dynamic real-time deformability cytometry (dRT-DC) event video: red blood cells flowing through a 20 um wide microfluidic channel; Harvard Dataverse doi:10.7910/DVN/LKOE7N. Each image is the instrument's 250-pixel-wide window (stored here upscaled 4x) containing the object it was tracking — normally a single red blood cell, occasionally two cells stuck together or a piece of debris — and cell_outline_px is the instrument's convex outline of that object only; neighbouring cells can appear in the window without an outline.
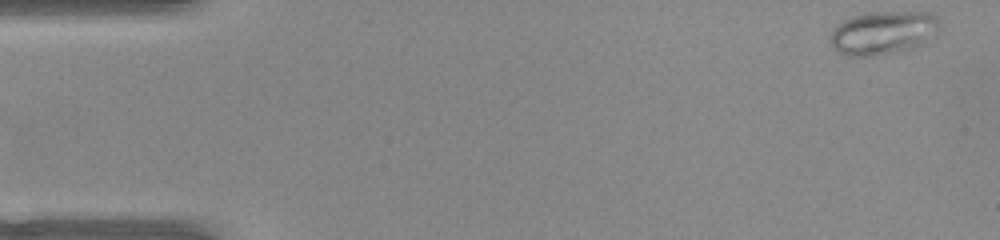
{"species": "common noctule bat (a hibernating species)", "species_latin": "Nyctalus noctula", "temperature_condition": "warm", "stored_images_in_passage": 50, "camera_frame_rate_fps": 3000, "um_per_image_px": 0.085, "animal": {"sex": "female", "body_mass_g": 22.0, "forearm_length_mm": 56.7}, "frame": {"image": 1, "passage_image": 1, "time_ms": 0.0, "image_size_px": [1000, 240], "cell_outline_px": [[936, 28], [924, 44], [904, 52], [876, 56], [848, 56], [832, 48], [828, 36], [832, 28], [844, 20], [852, 16], [868, 12], [932, 12], [936, 16]], "centroid_in_image_um": [74.98, 2.81], "position_along_channel_um": 10.0, "area_um2": 27.92}}
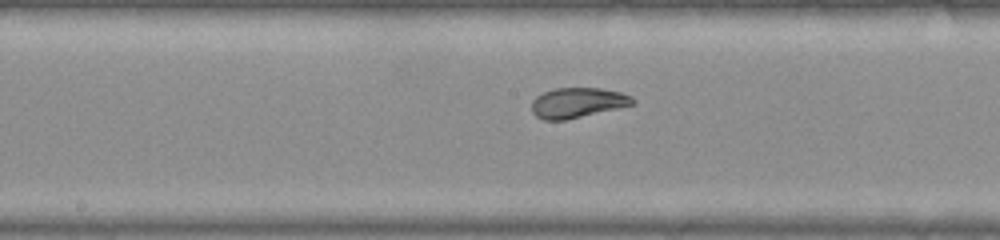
{"frame": {"image": 2, "passage_image": 25, "time_ms": 8.0, "image_size_px": [1000, 240], "cell_outline_px": [[636, 104], [620, 108], [564, 120], [544, 120], [536, 116], [532, 112], [532, 100], [536, 96], [544, 92], [556, 88], [600, 88], [620, 92], [632, 96], [636, 100]], "centroid_in_image_um": [49.12, 8.73], "position_along_channel_um": 199.1, "area_um2": 17.8}}
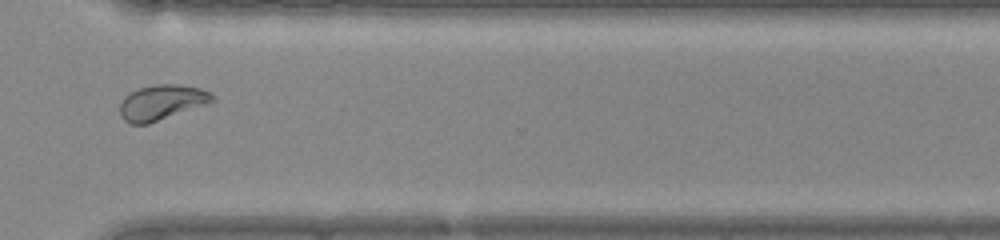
{"frame": {"image": 3, "passage_image": 37, "time_ms": 12.0, "image_size_px": [1000, 240], "cell_outline_px": [[216, 100], [212, 104], [148, 124], [132, 124], [124, 120], [120, 116], [120, 104], [124, 96], [140, 88], [156, 84], [180, 84], [200, 88], [208, 92]], "centroid_in_image_um": [13.79, 8.72], "position_along_channel_um": 356.8, "area_um2": 19.25}, "authors_computed_cell_mechanics": {"area_um2": 19.3341, "velocity_mm_per_s": 3.9353, "shape_relaxation_time_tau1_ms": 8.9491, "shape_relaxation_time_tau2_ms": 0.7151, "deformation_change_tau1": 0.2088, "deformation_change_tau2": 0.0501}}